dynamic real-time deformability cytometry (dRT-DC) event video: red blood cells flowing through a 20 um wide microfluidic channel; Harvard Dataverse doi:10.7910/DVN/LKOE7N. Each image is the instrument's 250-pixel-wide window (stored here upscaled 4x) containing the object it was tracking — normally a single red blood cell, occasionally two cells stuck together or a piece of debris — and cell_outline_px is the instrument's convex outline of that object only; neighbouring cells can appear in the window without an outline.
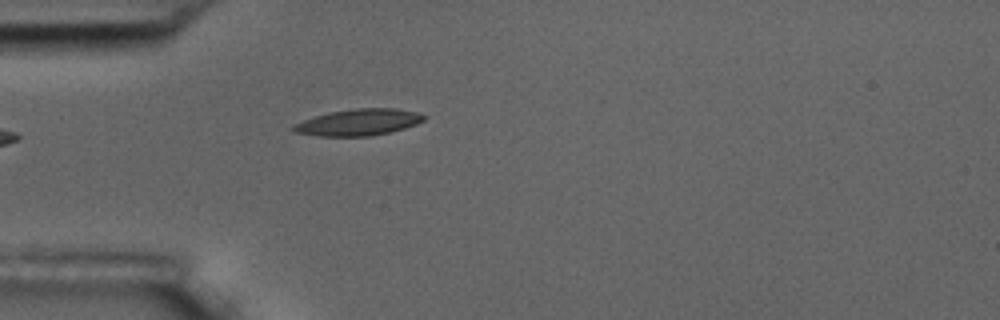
{"species": "common noctule bat (a hibernating species)", "species_latin": "Nyctalus noctula", "temperature_condition": "room temperature", "stored_images_in_passage": 5, "camera_frame_rate_fps": 3000, "um_per_image_px": 0.085, "animal": {"sex": "male", "body_mass_g": 17.5, "forearm_length_mm": 52.3}, "frame": {"image": 1, "passage_image": 5, "time_ms": 5.333, "image_size_px": [1000, 320], "cell_outline_px": [[424, 120], [416, 124], [392, 132], [372, 136], [316, 136], [296, 132], [292, 128], [292, 124], [328, 112], [356, 108], [396, 108], [416, 112], [424, 116]], "centroid_in_image_um": [30.47, 10.4], "position_along_channel_um": 54.5, "area_um2": 20.11}}